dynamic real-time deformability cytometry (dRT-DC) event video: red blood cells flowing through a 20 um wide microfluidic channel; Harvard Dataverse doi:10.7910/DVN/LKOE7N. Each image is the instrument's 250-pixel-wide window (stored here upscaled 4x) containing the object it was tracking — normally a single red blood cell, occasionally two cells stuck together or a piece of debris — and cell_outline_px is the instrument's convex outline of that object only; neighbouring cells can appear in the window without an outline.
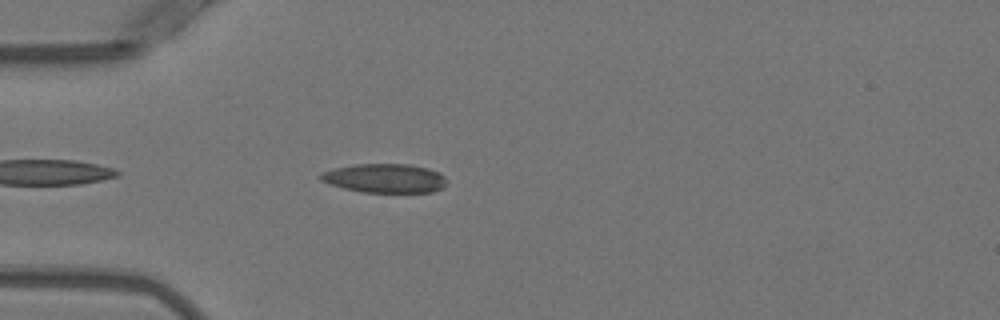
{"species": "Egyptian fruit bat (a non-hibernating species)", "species_latin": "Rousettus aegyptiacus", "temperature_condition": "warm", "stored_images_in_passage": 38, "camera_frame_rate_fps": 3000, "um_per_image_px": 0.085, "animal": {"sex": "female"}, "frame": {"image": 1, "passage_image": 5, "time_ms": 1.333, "image_size_px": [1000, 320], "cell_outline_px": [[448, 180], [444, 188], [432, 192], [364, 192], [344, 188], [320, 180], [320, 172], [332, 168], [356, 164], [408, 164], [428, 168], [440, 172]], "centroid_in_image_um": [32.75, 15.14], "position_along_channel_um": 52.3, "area_um2": 21.44}}
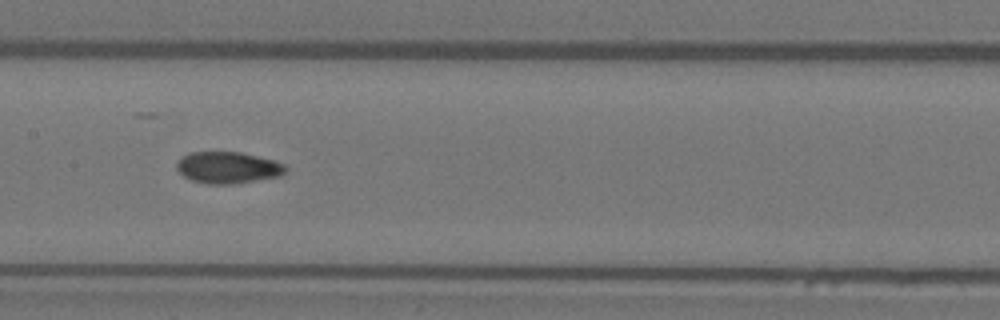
{"frame": {"image": 2, "passage_image": 16, "time_ms": 5.0, "image_size_px": [1000, 320], "cell_outline_px": [[288, 172], [280, 176], [232, 184], [208, 184], [192, 180], [184, 176], [176, 168], [176, 164], [180, 156], [188, 152], [240, 152], [276, 160], [284, 164], [288, 168]], "centroid_in_image_um": [19.39, 14.23], "position_along_channel_um": 188.0, "area_um2": 20.29}}
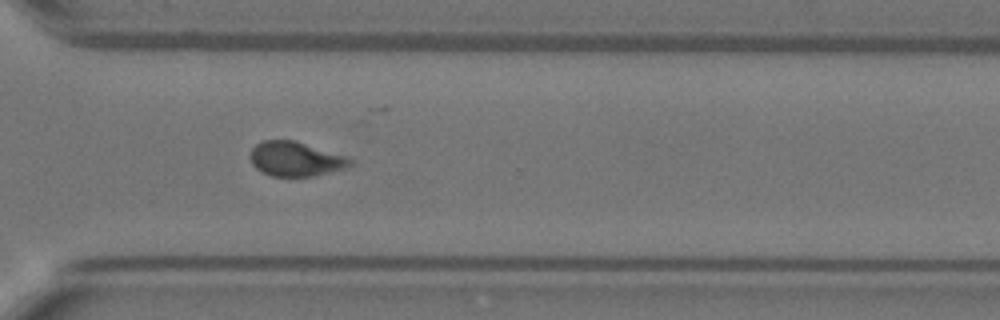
{"frame": {"image": 3, "passage_image": 28, "time_ms": 9.0, "image_size_px": [1000, 320], "cell_outline_px": [[352, 164], [344, 168], [312, 176], [272, 176], [260, 172], [252, 164], [252, 148], [256, 144], [264, 140], [296, 140], [348, 156], [352, 160]], "centroid_in_image_um": [25.14, 13.5], "position_along_channel_um": 345.5, "area_um2": 20.06}, "authors_computed_cell_mechanics": {"area_um2": 20.8369, "velocity_mm_per_s": 3.9521, "shape_relaxation_time_tau1_ms": 7.7997, "shape_relaxation_time_tau2_ms": 4.3361, "deformation_change_tau1": 0.1961, "deformation_change_tau2": 0.1059}}